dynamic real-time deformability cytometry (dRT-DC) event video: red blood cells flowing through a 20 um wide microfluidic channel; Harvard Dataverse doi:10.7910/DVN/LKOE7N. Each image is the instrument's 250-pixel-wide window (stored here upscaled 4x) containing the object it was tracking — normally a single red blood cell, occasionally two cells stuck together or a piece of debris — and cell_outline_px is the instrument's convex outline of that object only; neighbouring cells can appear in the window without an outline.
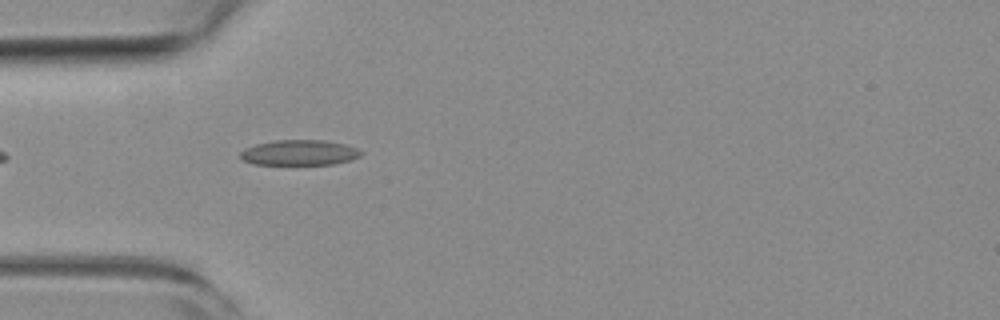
{"species": "common noctule bat (a hibernating species)", "species_latin": "Nyctalus noctula", "temperature_condition": "room temperature", "stored_images_in_passage": 4, "camera_frame_rate_fps": 3000, "um_per_image_px": 0.085, "animal": {"sex": "female", "body_mass_g": 19.3, "forearm_length_mm": 54.1}, "frame": {"image": 1, "passage_image": 1, "time_ms": 0.0, "image_size_px": [1000, 320], "cell_outline_px": [[364, 152], [360, 156], [352, 160], [332, 164], [252, 164], [244, 160], [240, 156], [240, 152], [244, 148], [256, 144], [272, 140], [324, 140], [344, 144], [356, 148]], "centroid_in_image_um": [25.45, 12.97], "position_along_channel_um": 59.6, "area_um2": 17.86}}
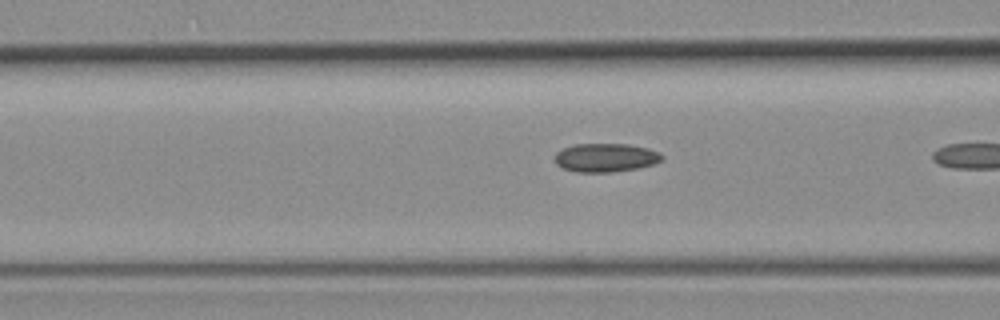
{"frame": {"image": 2, "passage_image": 3, "time_ms": 0.667, "image_size_px": [1000, 320], "cell_outline_px": [[664, 160], [640, 168], [612, 172], [576, 172], [564, 168], [556, 164], [556, 152], [572, 144], [628, 144], [648, 148], [660, 152], [664, 156]], "centroid_in_image_um": [51.52, 13.4], "position_along_channel_um": 115.1, "area_um2": 17.98}}